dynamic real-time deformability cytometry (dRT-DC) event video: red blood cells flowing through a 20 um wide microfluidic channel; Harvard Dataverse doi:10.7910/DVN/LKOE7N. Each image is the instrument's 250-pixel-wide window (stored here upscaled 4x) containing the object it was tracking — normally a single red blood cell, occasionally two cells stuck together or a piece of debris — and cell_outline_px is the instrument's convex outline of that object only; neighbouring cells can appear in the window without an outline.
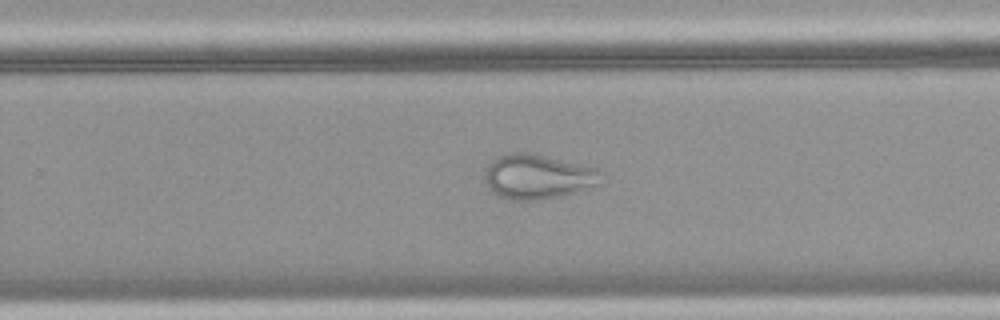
{"species": "common noctule bat (a hibernating species)", "species_latin": "Nyctalus noctula", "temperature_condition": "warm", "stored_images_in_passage": 32, "camera_frame_rate_fps": 3000, "um_per_image_px": 0.085, "animal": {"sex": "female", "body_mass_g": 18.4}, "frame": {"image": 1, "passage_image": 23, "time_ms": 7.333, "image_size_px": [1000, 320], "cell_outline_px": [[604, 172], [600, 184], [572, 192], [540, 200], [508, 200], [492, 192], [488, 188], [488, 164], [496, 156], [504, 152], [532, 152], [600, 168]], "centroid_in_image_um": [45.76, 14.98], "position_along_channel_um": 284.0, "area_um2": 30.46}}
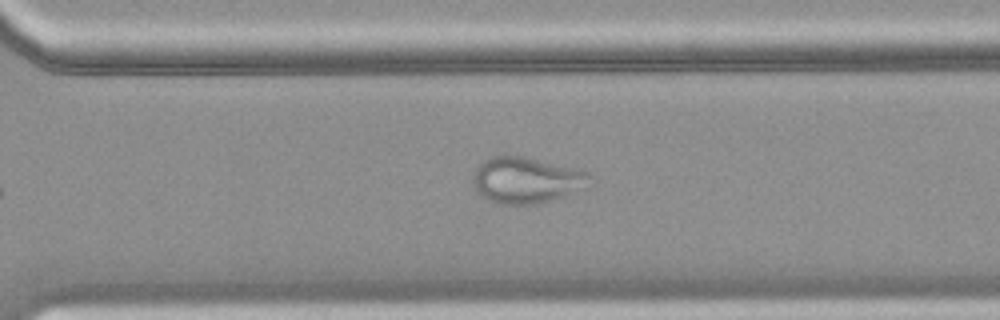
{"frame": {"image": 2, "passage_image": 26, "time_ms": 8.333, "image_size_px": [1000, 320], "cell_outline_px": [[592, 176], [588, 188], [552, 200], [536, 204], [496, 204], [480, 196], [472, 184], [472, 176], [476, 168], [488, 156], [504, 152], [508, 152], [580, 168]], "centroid_in_image_um": [44.73, 15.27], "position_along_channel_um": 325.9, "area_um2": 32.77}}
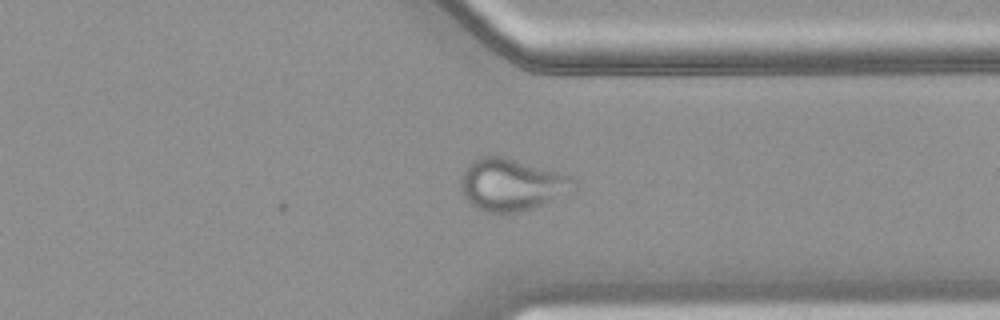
{"frame": {"image": 3, "passage_image": 29, "time_ms": 9.333, "image_size_px": [1000, 320], "cell_outline_px": [[576, 188], [532, 208], [516, 212], [488, 212], [476, 208], [464, 196], [460, 184], [460, 180], [468, 164], [484, 156], [504, 156], [572, 176], [576, 180]], "centroid_in_image_um": [43.48, 15.68], "position_along_channel_um": 367.9, "area_um2": 33.64}}